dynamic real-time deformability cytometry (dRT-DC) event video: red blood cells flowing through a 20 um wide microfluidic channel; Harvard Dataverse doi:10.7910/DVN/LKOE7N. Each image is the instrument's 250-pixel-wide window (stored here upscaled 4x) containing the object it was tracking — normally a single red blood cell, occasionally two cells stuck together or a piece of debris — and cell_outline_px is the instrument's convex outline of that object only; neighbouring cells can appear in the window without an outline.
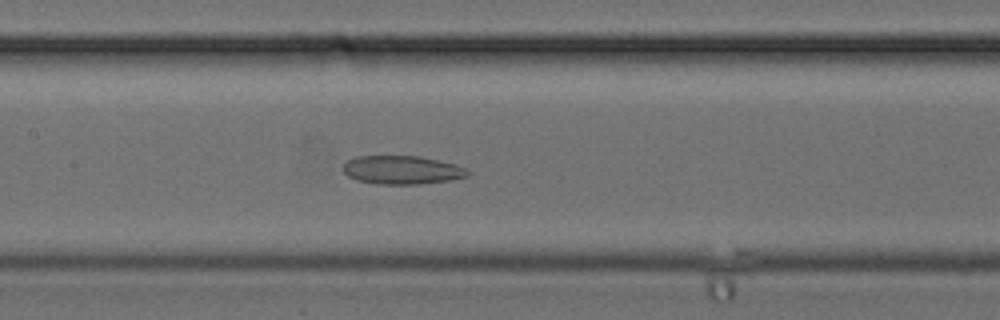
{"species": "common noctule bat (a hibernating species)", "species_latin": "Nyctalus noctula", "temperature_condition": "cold", "stored_images_in_passage": 34, "camera_frame_rate_fps": 3000, "um_per_image_px": 0.085, "animal": {"sex": "female", "body_mass_g": 24.6, "forearm_length_mm": 56.2}, "frame": {"image": 1, "passage_image": 16, "time_ms": 5.0, "image_size_px": [1000, 320], "cell_outline_px": [[472, 172], [468, 176], [452, 180], [416, 184], [376, 184], [356, 180], [348, 176], [344, 172], [344, 164], [348, 160], [356, 156], [420, 156], [456, 164]], "centroid_in_image_um": [34.19, 14.45], "position_along_channel_um": 173.2, "area_um2": 20.75}}
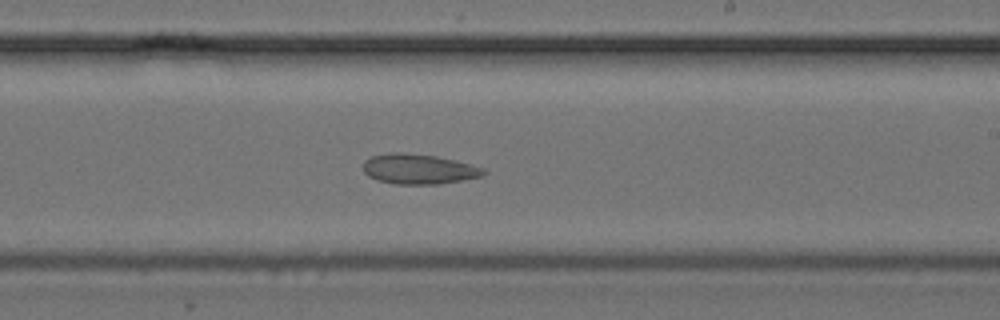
{"frame": {"image": 2, "passage_image": 20, "time_ms": 6.333, "image_size_px": [1000, 320], "cell_outline_px": [[488, 172], [480, 176], [464, 180], [440, 184], [396, 184], [376, 180], [368, 176], [364, 172], [364, 160], [372, 156], [392, 152], [404, 152], [436, 156], [456, 160], [472, 164], [484, 168]], "centroid_in_image_um": [35.61, 14.37], "position_along_channel_um": 253.4, "area_um2": 21.27}}
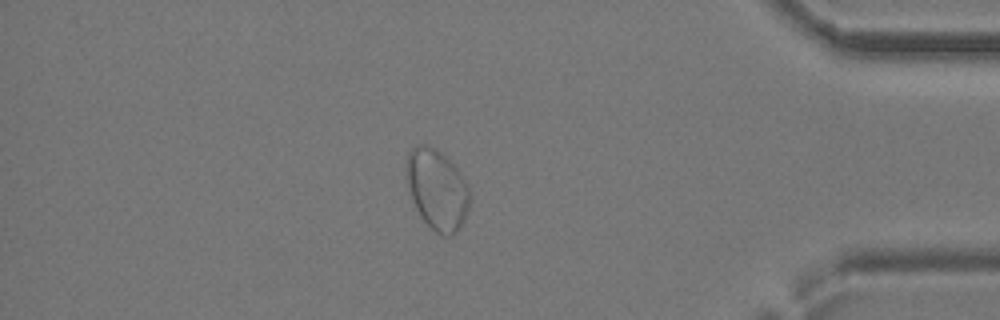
{"frame": {"image": 3, "passage_image": 29, "time_ms": 9.333, "image_size_px": [1000, 320], "cell_outline_px": [[468, 208], [464, 220], [456, 232], [452, 236], [444, 236], [436, 232], [420, 216], [412, 200], [404, 176], [404, 164], [408, 152], [412, 148], [420, 144], [428, 144], [436, 148], [460, 172], [468, 184]], "centroid_in_image_um": [37.1, 16.07], "position_along_channel_um": 398.1, "area_um2": 29.82}}